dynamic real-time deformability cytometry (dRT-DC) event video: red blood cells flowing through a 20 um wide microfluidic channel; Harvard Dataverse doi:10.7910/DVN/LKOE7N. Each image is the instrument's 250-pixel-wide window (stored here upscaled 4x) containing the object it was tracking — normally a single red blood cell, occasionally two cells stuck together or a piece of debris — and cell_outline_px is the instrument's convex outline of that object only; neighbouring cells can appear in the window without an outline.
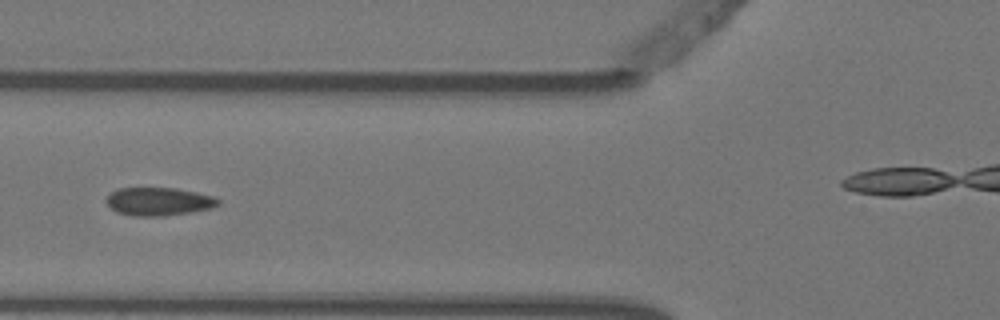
{"species": "Egyptian fruit bat (a non-hibernating species)", "species_latin": "Rousettus aegyptiacus", "temperature_condition": "warm", "stored_images_in_passage": 6, "camera_frame_rate_fps": 3000, "um_per_image_px": 0.085, "animal": {"sex": "female"}, "frame": {"image": 1, "passage_image": 4, "time_ms": 1.0, "image_size_px": [1000, 320], "cell_outline_px": [[220, 204], [212, 208], [192, 212], [164, 216], [132, 216], [116, 212], [104, 200], [112, 192], [120, 188], [176, 188], [216, 196], [220, 200]], "centroid_in_image_um": [13.53, 17.13], "position_along_channel_um": 112.3, "area_um2": 18.5}}